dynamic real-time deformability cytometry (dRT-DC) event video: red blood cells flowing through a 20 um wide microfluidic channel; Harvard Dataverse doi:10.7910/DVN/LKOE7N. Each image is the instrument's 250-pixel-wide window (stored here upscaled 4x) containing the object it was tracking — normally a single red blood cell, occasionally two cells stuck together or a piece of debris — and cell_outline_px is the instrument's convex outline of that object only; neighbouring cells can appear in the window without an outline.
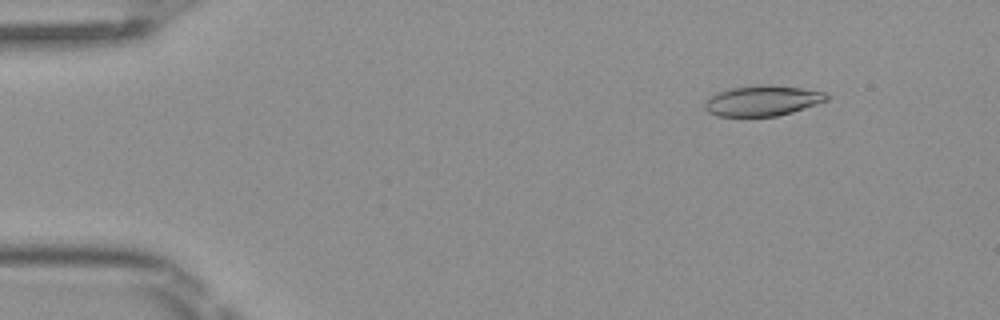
{"species": "Egyptian fruit bat (a non-hibernating species)", "species_latin": "Rousettus aegyptiacus", "temperature_condition": "room temperature", "stored_images_in_passage": 50, "camera_frame_rate_fps": 3000, "um_per_image_px": 0.085, "frame": {"image": 1, "passage_image": 6, "time_ms": 1.667, "image_size_px": [1000, 320], "cell_outline_px": [[828, 100], [792, 112], [776, 116], [716, 116], [708, 112], [704, 108], [704, 104], [712, 96], [720, 92], [732, 88], [764, 84], [768, 84], [800, 88], [824, 92], [828, 96]], "centroid_in_image_um": [64.81, 8.56], "position_along_channel_um": 20.2, "area_um2": 21.27}}
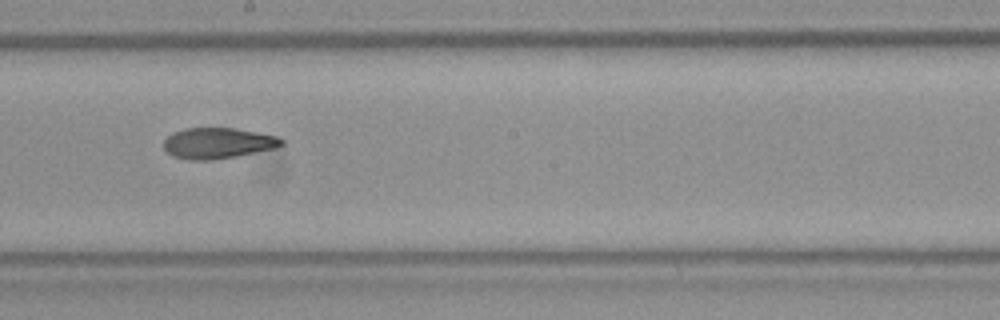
{"frame": {"image": 2, "passage_image": 28, "time_ms": 9.0, "image_size_px": [1000, 320], "cell_outline_px": [[284, 144], [276, 148], [236, 156], [212, 160], [188, 160], [172, 156], [164, 148], [164, 140], [172, 132], [184, 128], [236, 128], [276, 136], [284, 140]], "centroid_in_image_um": [18.5, 12.17], "position_along_channel_um": 229.7, "area_um2": 21.21}}
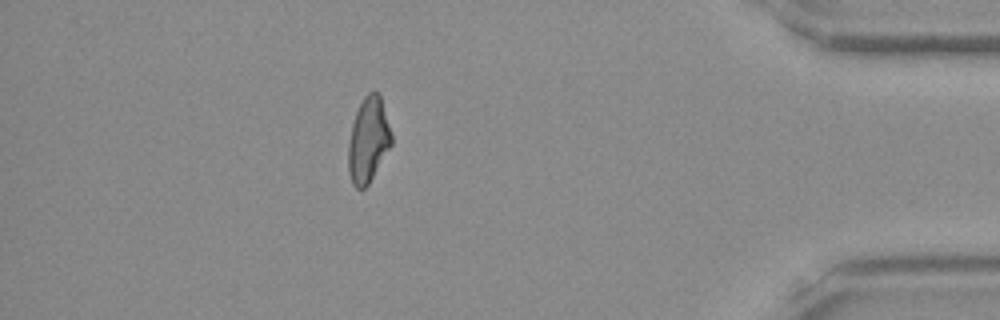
{"frame": {"image": 3, "passage_image": 44, "time_ms": 14.333, "image_size_px": [1000, 320], "cell_outline_px": [[392, 144], [368, 184], [364, 188], [356, 188], [352, 184], [348, 172], [348, 144], [352, 124], [356, 112], [364, 96], [368, 92], [376, 92], [380, 96], [392, 136]], "centroid_in_image_um": [31.28, 11.92], "position_along_channel_um": 403.9, "area_um2": 21.1}, "authors_computed_cell_mechanics": {"area_um2": 21.7328, "velocity_mm_per_s": 4.0861, "shape_relaxation_time_tau1_ms": null, "shape_relaxation_time_tau2_ms": 4.2092, "deformation_change_tau1": null, "deformation_change_tau2": 0.116}}